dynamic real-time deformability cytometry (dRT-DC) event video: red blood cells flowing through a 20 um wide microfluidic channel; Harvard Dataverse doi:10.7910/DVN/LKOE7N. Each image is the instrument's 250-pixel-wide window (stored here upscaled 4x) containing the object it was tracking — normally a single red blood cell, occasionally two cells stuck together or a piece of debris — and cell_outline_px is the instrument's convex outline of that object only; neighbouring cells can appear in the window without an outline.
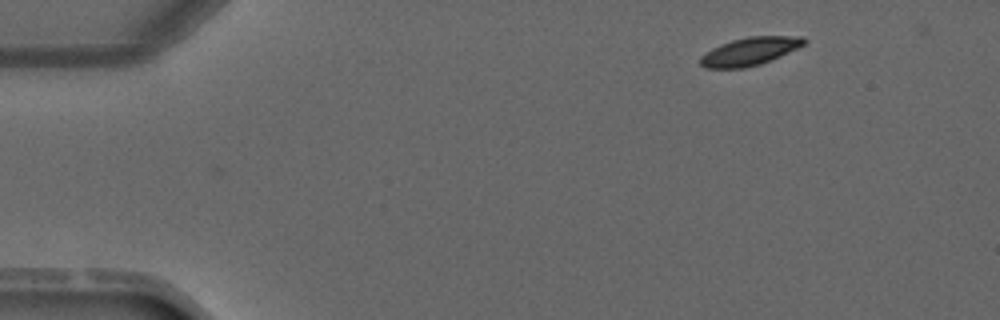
{"species": "common noctule bat (a hibernating species)", "species_latin": "Nyctalus noctula", "temperature_condition": "warm", "stored_images_in_passage": 3, "camera_frame_rate_fps": 3000, "um_per_image_px": 0.085, "animal": {"sex": "male", "forearm_length_mm": 52.5}, "frame": {"image": 1, "passage_image": 1, "time_ms": 0.0, "image_size_px": [1000, 320], "cell_outline_px": [[808, 40], [804, 44], [780, 56], [760, 64], [744, 68], [704, 68], [700, 64], [700, 56], [712, 48], [720, 44], [732, 40], [748, 36], [804, 36]], "centroid_in_image_um": [63.72, 4.36], "position_along_channel_um": 21.3, "area_um2": 16.88}}